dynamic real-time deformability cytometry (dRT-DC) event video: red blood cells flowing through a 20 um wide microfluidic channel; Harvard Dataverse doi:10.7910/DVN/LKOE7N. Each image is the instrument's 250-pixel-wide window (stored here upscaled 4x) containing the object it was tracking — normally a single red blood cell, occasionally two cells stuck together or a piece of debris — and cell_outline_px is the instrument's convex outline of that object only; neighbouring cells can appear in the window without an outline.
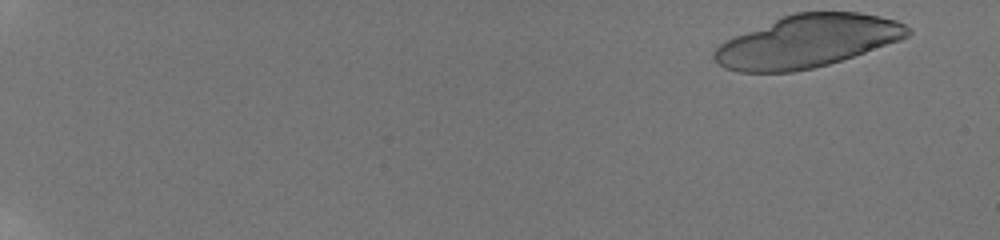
{"species": "human", "species_latin": "Homo sapiens", "temperature_condition": "room temperature", "stored_images_in_passage": 26, "camera_frame_rate_fps": 3000, "um_per_image_px": 0.085, "donor": {"sex": "male"}, "frame": {"image": 1, "passage_image": 1, "time_ms": 0.0, "image_size_px": [1000, 240], "cell_outline_px": [[912, 32], [908, 36], [900, 40], [828, 64], [812, 68], [792, 72], [740, 72], [724, 68], [712, 56], [716, 48], [724, 40], [784, 16], [796, 12], [860, 12], [880, 16], [896, 20], [912, 28]], "centroid_in_image_um": [68.64, 3.51], "position_along_channel_um": 16.4, "area_um2": 58.67}}